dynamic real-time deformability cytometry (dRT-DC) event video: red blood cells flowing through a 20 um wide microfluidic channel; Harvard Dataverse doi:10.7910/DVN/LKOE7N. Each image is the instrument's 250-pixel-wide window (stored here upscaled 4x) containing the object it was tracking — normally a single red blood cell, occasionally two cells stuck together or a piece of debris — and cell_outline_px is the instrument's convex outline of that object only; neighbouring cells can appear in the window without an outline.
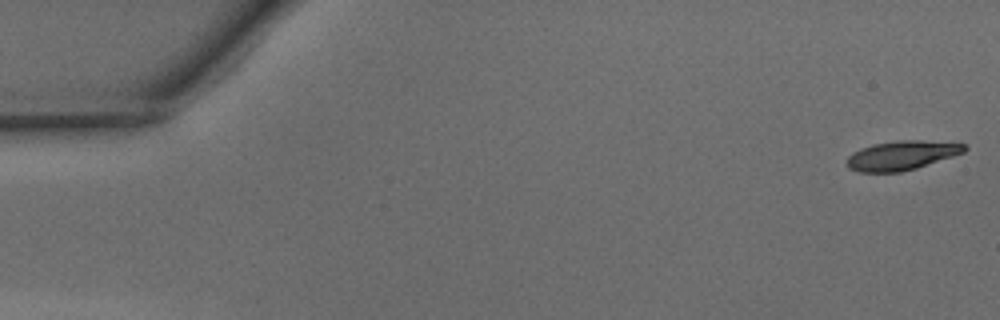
{"species": "common noctule bat (a hibernating species)", "species_latin": "Nyctalus noctula", "temperature_condition": "warm", "stored_images_in_passage": 48, "camera_frame_rate_fps": 3000, "um_per_image_px": 0.085, "animal": {"sex": "male", "body_mass_g": 15.6}, "frame": {"image": 1, "passage_image": 1, "time_ms": 0.0, "image_size_px": [1000, 320], "cell_outline_px": [[968, 148], [964, 152], [916, 168], [900, 172], [860, 172], [848, 168], [848, 156], [852, 152], [872, 144], [900, 140], [920, 140], [968, 144]], "centroid_in_image_um": [76.65, 13.2], "position_along_channel_um": 8.4, "area_um2": 19.88}}
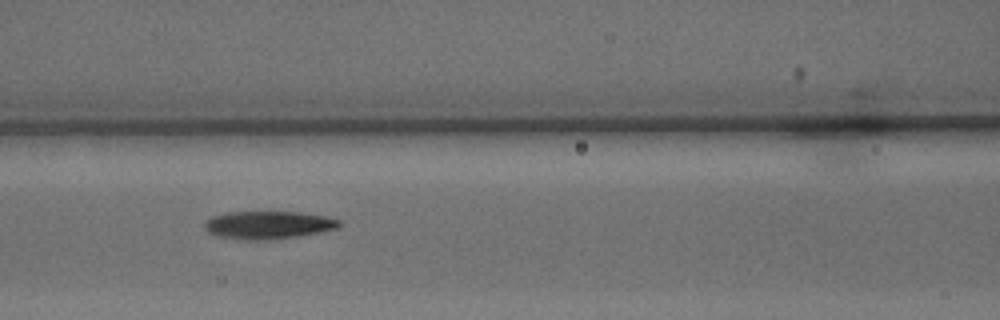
{"frame": {"image": 2, "passage_image": 21, "time_ms": 6.667, "image_size_px": [1000, 320], "cell_outline_px": [[340, 228], [320, 232], [296, 236], [268, 240], [252, 240], [216, 236], [208, 232], [204, 228], [204, 224], [212, 216], [228, 212], [300, 212], [324, 216], [340, 220]], "centroid_in_image_um": [22.8, 19.12], "position_along_channel_um": 143.8, "area_um2": 21.73}}
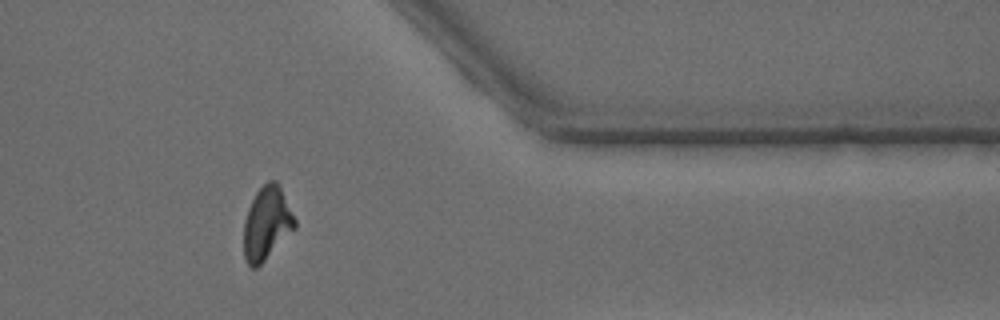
{"frame": {"image": 3, "passage_image": 40, "time_ms": 13.0, "image_size_px": [1000, 320], "cell_outline_px": [[296, 228], [256, 268], [252, 268], [244, 260], [244, 220], [248, 208], [256, 192], [268, 180], [276, 180], [296, 220]], "centroid_in_image_um": [22.66, 18.99], "position_along_channel_um": 388.7, "area_um2": 21.5}, "authors_computed_cell_mechanics": {"area_um2": 21.386, "velocity_mm_per_s": 4.1493, "shape_relaxation_time_tau1_ms": 4.7688, "shape_relaxation_time_tau2_ms": 3.8967, "deformation_change_tau1": 0.2049, "deformation_change_tau2": 0.1234}}